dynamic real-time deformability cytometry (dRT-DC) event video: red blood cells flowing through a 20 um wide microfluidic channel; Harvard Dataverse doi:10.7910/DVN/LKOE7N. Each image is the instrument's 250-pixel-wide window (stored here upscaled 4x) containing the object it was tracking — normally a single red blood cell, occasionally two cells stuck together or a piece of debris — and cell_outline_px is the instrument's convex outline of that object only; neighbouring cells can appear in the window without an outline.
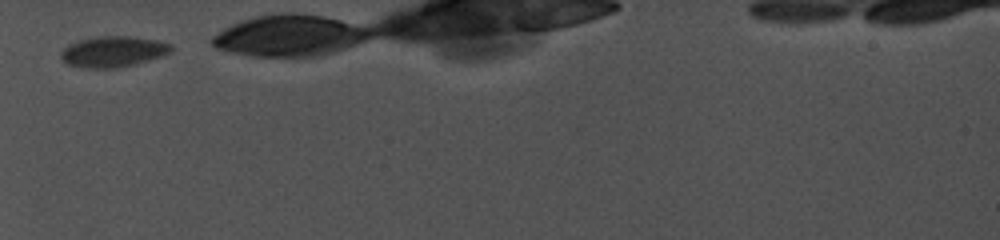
{"species": "common noctule bat (a hibernating species)", "species_latin": "Nyctalus noctula", "temperature_condition": "cold", "stored_images_in_passage": 21, "camera_frame_rate_fps": 5000, "um_per_image_px": 0.085, "animal": {"sex": "female", "body_mass_g": 19.0, "forearm_length_mm": 56.7}, "frame": {"image": 1, "passage_image": 1, "time_ms": 0.0, "image_size_px": [1000, 240], "cell_outline_px": [[172, 48], [168, 52], [160, 56], [136, 64], [120, 68], [84, 68], [68, 64], [60, 56], [60, 52], [68, 44], [80, 40], [96, 36], [132, 36], [156, 40], [172, 44]], "centroid_in_image_um": [9.59, 4.38], "position_along_channel_um": 75.4, "area_um2": 19.77}}
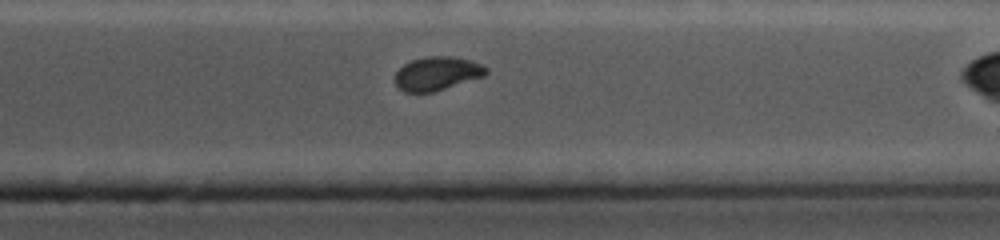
{"frame": {"image": 2, "passage_image": 18, "time_ms": 8.0, "image_size_px": [1000, 240], "cell_outline_px": [[488, 72], [484, 76], [432, 92], [404, 92], [396, 84], [396, 72], [404, 64], [412, 60], [428, 56], [452, 56], [472, 60], [488, 68]], "centroid_in_image_um": [37.17, 6.23], "position_along_channel_um": 374.2, "area_um2": 17.69}}